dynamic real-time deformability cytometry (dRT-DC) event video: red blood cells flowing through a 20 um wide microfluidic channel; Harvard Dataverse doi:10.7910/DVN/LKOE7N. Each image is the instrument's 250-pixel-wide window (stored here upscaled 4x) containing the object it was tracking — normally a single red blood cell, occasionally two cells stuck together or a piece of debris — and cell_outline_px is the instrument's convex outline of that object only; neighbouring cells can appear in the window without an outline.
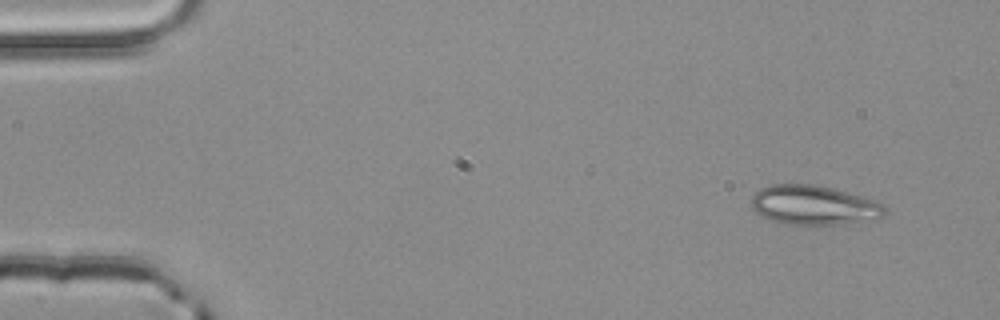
{"species": "common noctule bat (a hibernating species)", "species_latin": "Nyctalus noctula", "temperature_condition": "room temperature", "stored_images_in_passage": 3, "camera_frame_rate_fps": 3000, "um_per_image_px": 0.085, "animal": {"sex": "male", "body_mass_g": 20.4}, "frame": {"image": 1, "passage_image": 1, "time_ms": 0.0, "image_size_px": [1000, 320], "cell_outline_px": [[884, 216], [848, 224], [784, 224], [768, 220], [756, 212], [752, 208], [752, 196], [760, 188], [772, 184], [816, 184], [832, 188], [876, 200], [884, 204]], "centroid_in_image_um": [69.15, 17.43], "position_along_channel_um": 15.8, "area_um2": 30.69}}